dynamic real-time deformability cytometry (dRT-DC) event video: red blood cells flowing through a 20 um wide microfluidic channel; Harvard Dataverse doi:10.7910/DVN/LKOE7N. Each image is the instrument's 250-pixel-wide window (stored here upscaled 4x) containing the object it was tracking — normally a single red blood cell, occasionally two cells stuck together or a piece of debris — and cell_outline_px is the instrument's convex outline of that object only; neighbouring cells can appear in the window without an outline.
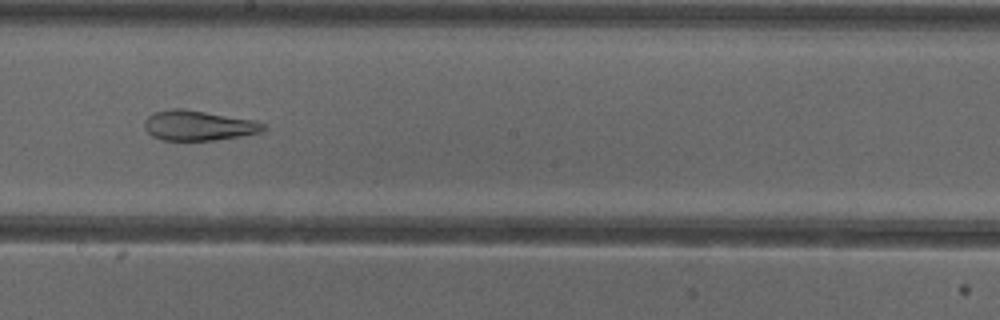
{"species": "common noctule bat (a hibernating species)", "species_latin": "Nyctalus noctula", "temperature_condition": "cold", "stored_images_in_passage": 32, "camera_frame_rate_fps": 3000, "um_per_image_px": 0.085, "animal": {"sex": "female"}, "frame": {"image": 1, "passage_image": 14, "time_ms": 4.333, "image_size_px": [1000, 320], "cell_outline_px": [[268, 128], [264, 132], [244, 136], [216, 140], [160, 140], [152, 136], [144, 128], [144, 120], [152, 112], [172, 108], [184, 108], [256, 120], [264, 124]], "centroid_in_image_um": [16.9, 10.66], "position_along_channel_um": 231.3, "area_um2": 21.33}, "authors_computed_cell_mechanics": {"area_um2": 23.0044, "velocity_mm_per_s": 3.8957, "shape_relaxation_time_tau1_ms": null, "shape_relaxation_time_tau2_ms": 1.6851, "deformation_change_tau1": null, "deformation_change_tau2": 0.111}}